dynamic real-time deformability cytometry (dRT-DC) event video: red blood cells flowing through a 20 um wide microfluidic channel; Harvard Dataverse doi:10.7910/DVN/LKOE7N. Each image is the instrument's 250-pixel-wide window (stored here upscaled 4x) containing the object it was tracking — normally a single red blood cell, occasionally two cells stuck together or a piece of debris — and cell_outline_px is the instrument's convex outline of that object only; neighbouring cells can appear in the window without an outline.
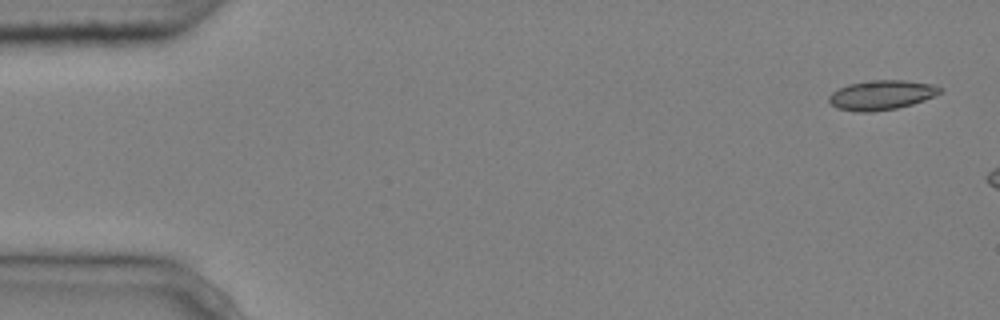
{"species": "common noctule bat (a hibernating species)", "species_latin": "Nyctalus noctula", "temperature_condition": "cold", "stored_images_in_passage": 6, "camera_frame_rate_fps": 3000, "um_per_image_px": 0.085, "animal": {"sex": "male", "body_mass_g": 20.4}, "frame": {"image": 1, "passage_image": 1, "time_ms": 0.0, "image_size_px": [1000, 320], "cell_outline_px": [[944, 88], [940, 92], [924, 100], [912, 104], [896, 108], [872, 112], [856, 112], [836, 108], [828, 100], [828, 96], [832, 92], [848, 84], [872, 80], [904, 80], [936, 84]], "centroid_in_image_um": [74.93, 8.07], "position_along_channel_um": 10.1, "area_um2": 19.19}}